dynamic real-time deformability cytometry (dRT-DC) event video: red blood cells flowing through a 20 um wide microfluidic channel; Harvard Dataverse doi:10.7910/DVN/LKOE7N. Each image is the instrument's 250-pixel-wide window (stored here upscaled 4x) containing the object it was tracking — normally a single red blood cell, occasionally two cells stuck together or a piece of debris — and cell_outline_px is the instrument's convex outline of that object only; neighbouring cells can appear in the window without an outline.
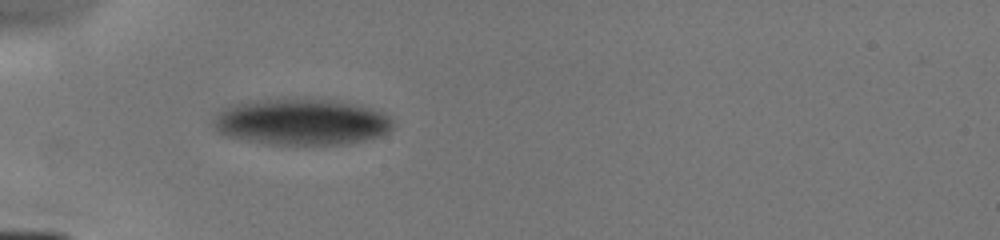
{"species": "human", "species_latin": "Homo sapiens", "temperature_condition": "cold", "stored_images_in_passage": 6, "camera_frame_rate_fps": 3000, "um_per_image_px": 0.085, "donor": {"sex": "male"}, "frame": {"image": 1, "passage_image": 5, "time_ms": 5.0, "image_size_px": [1000, 240], "cell_outline_px": [[392, 128], [388, 132], [380, 136], [348, 144], [268, 144], [228, 136], [216, 132], [212, 124], [212, 120], [216, 112], [220, 108], [232, 104], [280, 96], [304, 96], [332, 100], [372, 108], [384, 112], [392, 120]], "centroid_in_image_um": [25.56, 10.31], "position_along_channel_um": 59.4, "area_um2": 49.71}}
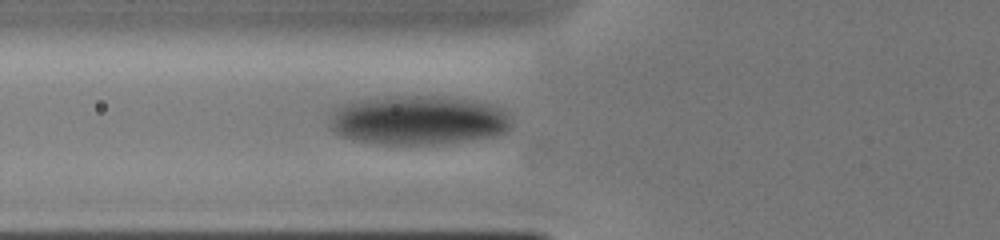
{"frame": {"image": 2, "passage_image": 6, "time_ms": 6.0, "image_size_px": [1000, 240], "cell_outline_px": [[512, 128], [508, 132], [492, 136], [444, 144], [376, 144], [352, 140], [340, 136], [328, 128], [332, 112], [336, 108], [344, 104], [360, 100], [384, 96], [444, 96], [476, 100], [492, 104], [504, 108], [512, 116]], "centroid_in_image_um": [35.6, 10.21], "position_along_channel_um": 90.2, "area_um2": 53.29}}